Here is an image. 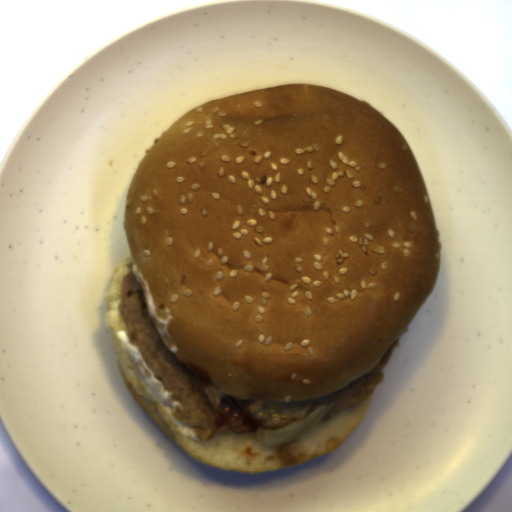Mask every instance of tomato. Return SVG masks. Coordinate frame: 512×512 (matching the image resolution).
Returning a JSON list of instances; mask_svg holds the SVG:
<instances>
[{"label": "tomato", "instance_id": "obj_1", "mask_svg": "<svg viewBox=\"0 0 512 512\" xmlns=\"http://www.w3.org/2000/svg\"><path fill=\"white\" fill-rule=\"evenodd\" d=\"M275 454L279 465L287 467L293 464H299L306 456L303 452L293 454L290 442L277 445Z\"/></svg>", "mask_w": 512, "mask_h": 512}, {"label": "tomato", "instance_id": "obj_2", "mask_svg": "<svg viewBox=\"0 0 512 512\" xmlns=\"http://www.w3.org/2000/svg\"><path fill=\"white\" fill-rule=\"evenodd\" d=\"M241 455H244V456L250 457V458H254V459L257 458L258 456H260L256 453H254L253 447H250V446L248 448H246L245 450H243Z\"/></svg>", "mask_w": 512, "mask_h": 512}]
</instances>
